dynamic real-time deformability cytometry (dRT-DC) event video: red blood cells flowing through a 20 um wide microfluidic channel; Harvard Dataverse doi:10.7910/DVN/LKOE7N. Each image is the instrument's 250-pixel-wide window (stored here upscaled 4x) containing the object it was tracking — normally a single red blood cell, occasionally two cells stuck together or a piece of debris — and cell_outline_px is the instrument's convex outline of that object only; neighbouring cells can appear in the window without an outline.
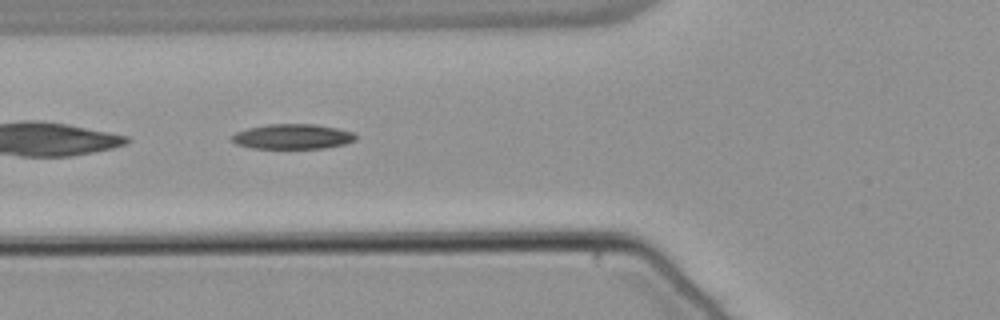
{"species": "common noctule bat (a hibernating species)", "species_latin": "Nyctalus noctula", "temperature_condition": "warm", "stored_images_in_passage": 39, "camera_frame_rate_fps": 3000, "um_per_image_px": 0.085, "animal": {"sex": "male", "body_mass_g": 21.5, "forearm_length_mm": 52.0}, "frame": {"image": 1, "passage_image": 4, "time_ms": 1.0, "image_size_px": [1000, 320], "cell_outline_px": [[356, 140], [344, 144], [324, 148], [252, 148], [236, 144], [232, 140], [232, 136], [236, 132], [248, 128], [268, 124], [316, 124], [336, 128], [352, 132], [356, 136]], "centroid_in_image_um": [24.87, 11.6], "position_along_channel_um": 100.9, "area_um2": 17.92}}
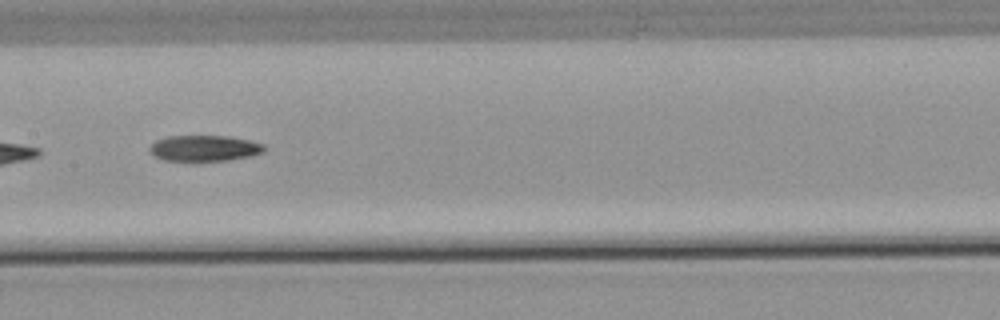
{"frame": {"image": 2, "passage_image": 11, "time_ms": 3.333, "image_size_px": [1000, 320], "cell_outline_px": [[264, 152], [248, 156], [228, 160], [164, 160], [156, 156], [148, 148], [156, 140], [168, 136], [228, 136], [248, 140], [264, 144]], "centroid_in_image_um": [17.37, 12.58], "position_along_channel_um": 190.0, "area_um2": 16.94}}
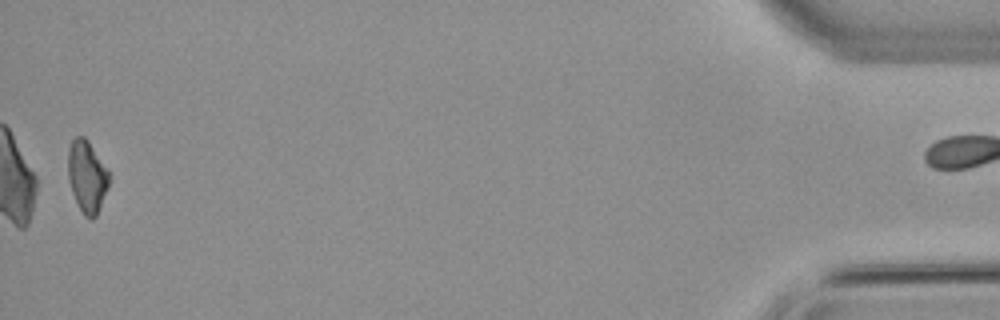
{"frame": {"image": 3, "passage_image": 37, "time_ms": 12.0, "image_size_px": [1000, 320], "cell_outline_px": [[108, 188], [96, 216], [92, 220], [84, 216], [72, 192], [68, 180], [68, 148], [72, 140], [76, 136], [84, 136], [88, 140], [108, 168]], "centroid_in_image_um": [7.39, 14.98], "position_along_channel_um": 427.8, "area_um2": 17.22}}